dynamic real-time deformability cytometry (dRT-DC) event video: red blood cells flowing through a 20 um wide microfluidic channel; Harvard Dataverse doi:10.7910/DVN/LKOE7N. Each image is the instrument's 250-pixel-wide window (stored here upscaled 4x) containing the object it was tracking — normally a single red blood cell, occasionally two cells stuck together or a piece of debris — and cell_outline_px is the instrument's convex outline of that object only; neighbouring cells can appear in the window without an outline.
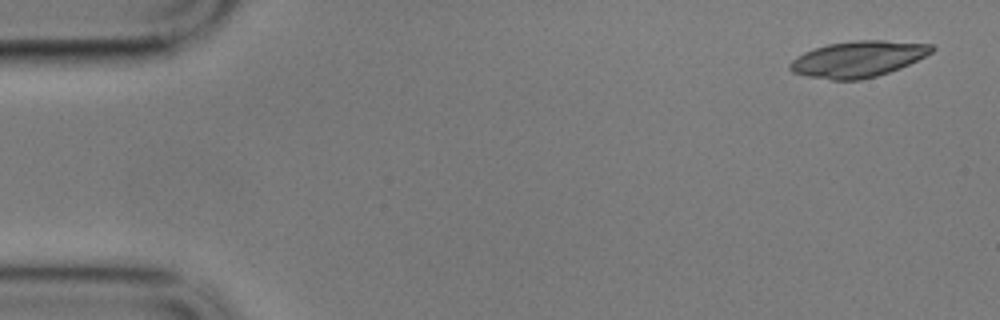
{"species": "common noctule bat (a hibernating species)", "species_latin": "Nyctalus noctula", "temperature_condition": "cold", "stored_images_in_passage": 57, "camera_frame_rate_fps": 3000, "um_per_image_px": 0.085, "animal": {"sex": "male", "body_mass_g": 17.9}, "frame": {"image": 1, "passage_image": 1, "time_ms": 0.0, "image_size_px": [1000, 320], "cell_outline_px": [[936, 48], [932, 52], [900, 68], [876, 76], [860, 80], [832, 80], [808, 76], [792, 72], [788, 68], [788, 64], [796, 56], [804, 52], [828, 44], [856, 40], [884, 40], [932, 44]], "centroid_in_image_um": [72.91, 5.02], "position_along_channel_um": 12.1, "area_um2": 29.71}}